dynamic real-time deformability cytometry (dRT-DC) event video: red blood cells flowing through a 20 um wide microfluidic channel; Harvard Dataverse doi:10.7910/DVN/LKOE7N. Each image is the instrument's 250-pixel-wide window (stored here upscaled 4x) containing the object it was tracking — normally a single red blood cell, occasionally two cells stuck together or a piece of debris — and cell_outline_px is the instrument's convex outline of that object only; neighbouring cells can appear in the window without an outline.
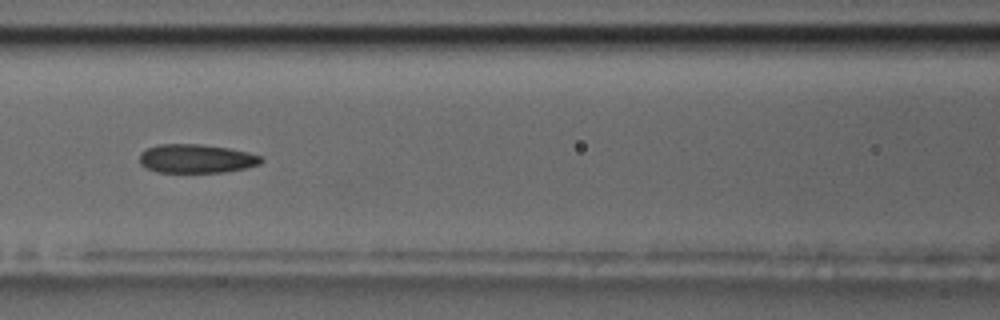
{"species": "common noctule bat (a hibernating species)", "species_latin": "Nyctalus noctula", "temperature_condition": "room temperature", "stored_images_in_passage": 34, "camera_frame_rate_fps": 3000, "um_per_image_px": 0.085, "animal": {"sex": "male", "body_mass_g": 17.5, "forearm_length_mm": 52.3}, "frame": {"image": 1, "passage_image": 9, "time_ms": 2.667, "image_size_px": [1000, 320], "cell_outline_px": [[264, 160], [260, 164], [244, 168], [224, 172], [156, 172], [140, 164], [140, 152], [148, 148], [160, 144], [200, 144], [228, 148], [248, 152], [264, 156]], "centroid_in_image_um": [16.71, 13.48], "position_along_channel_um": 149.9, "area_um2": 20.4}}
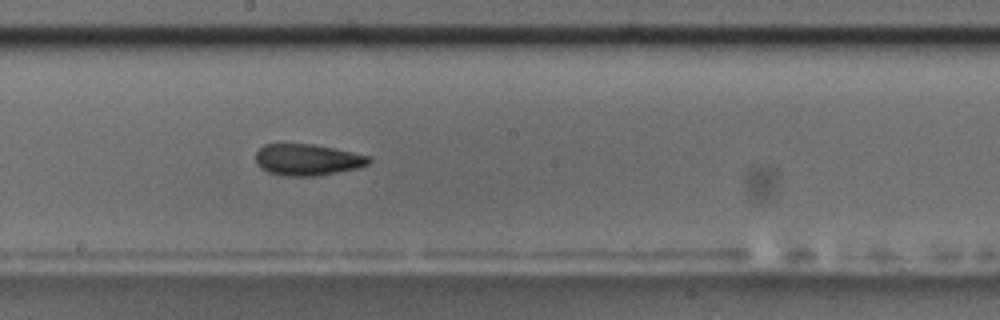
{"frame": {"image": 2, "passage_image": 15, "time_ms": 4.667, "image_size_px": [1000, 320], "cell_outline_px": [[372, 160], [368, 164], [360, 168], [316, 176], [280, 176], [268, 172], [260, 168], [256, 164], [256, 152], [264, 144], [312, 144], [372, 156]], "centroid_in_image_um": [26.13, 13.59], "position_along_channel_um": 222.1, "area_um2": 20.92}}
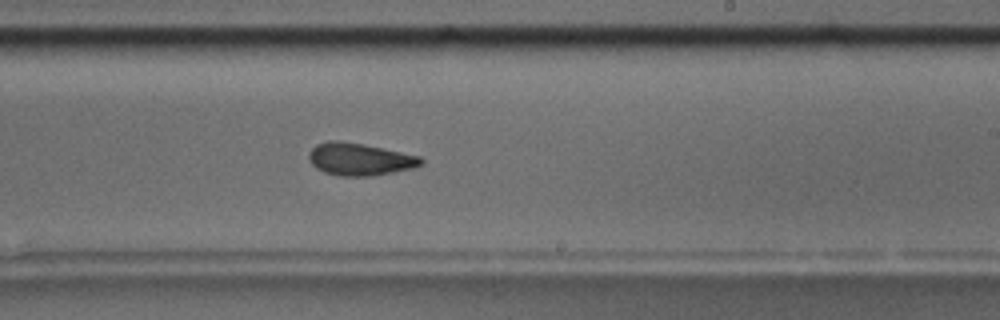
{"frame": {"image": 3, "passage_image": 18, "time_ms": 5.667, "image_size_px": [1000, 320], "cell_outline_px": [[424, 164], [416, 168], [372, 176], [340, 176], [324, 172], [316, 168], [308, 160], [308, 152], [316, 144], [328, 140], [336, 140], [364, 144], [420, 156], [424, 160]], "centroid_in_image_um": [30.58, 13.54], "position_along_channel_um": 258.4, "area_um2": 21.44}, "authors_computed_cell_mechanics": {"area_um2": 20.9525, "velocity_mm_per_s": 3.6363, "shape_relaxation_time_tau1_ms": 3.4902, "shape_relaxation_time_tau2_ms": 1.9121, "deformation_change_tau1": 0.13, "deformation_change_tau2": 0.0922}}